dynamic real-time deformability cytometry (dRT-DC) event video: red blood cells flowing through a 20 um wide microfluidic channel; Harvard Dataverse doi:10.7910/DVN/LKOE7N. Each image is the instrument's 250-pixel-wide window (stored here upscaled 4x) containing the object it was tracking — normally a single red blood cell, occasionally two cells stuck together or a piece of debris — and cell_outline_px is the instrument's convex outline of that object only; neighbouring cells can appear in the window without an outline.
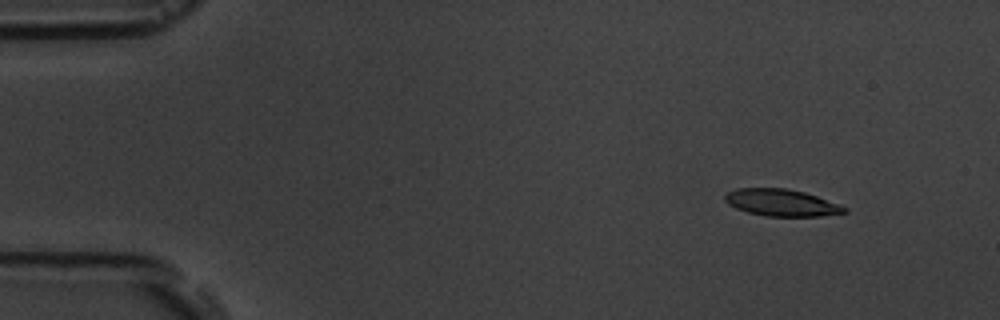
{"species": "common noctule bat (a hibernating species)", "species_latin": "Nyctalus noctula", "temperature_condition": "room temperature", "stored_images_in_passage": 6, "segment_of_instrument_passage": [1, 2], "camera_frame_rate_fps": 3000, "um_per_image_px": 0.085, "animal": {"sex": "male", "body_mass_g": 19.5, "forearm_length_mm": 54.6}, "frame": {"image": 1, "passage_image": 2, "time_ms": 1.333, "image_size_px": [1000, 320], "cell_outline_px": [[848, 212], [820, 216], [764, 216], [748, 212], [736, 208], [728, 204], [724, 200], [724, 196], [728, 192], [736, 188], [784, 188], [804, 192], [816, 196], [848, 208]], "centroid_in_image_um": [66.4, 17.23], "position_along_channel_um": 18.6, "area_um2": 18.61}}